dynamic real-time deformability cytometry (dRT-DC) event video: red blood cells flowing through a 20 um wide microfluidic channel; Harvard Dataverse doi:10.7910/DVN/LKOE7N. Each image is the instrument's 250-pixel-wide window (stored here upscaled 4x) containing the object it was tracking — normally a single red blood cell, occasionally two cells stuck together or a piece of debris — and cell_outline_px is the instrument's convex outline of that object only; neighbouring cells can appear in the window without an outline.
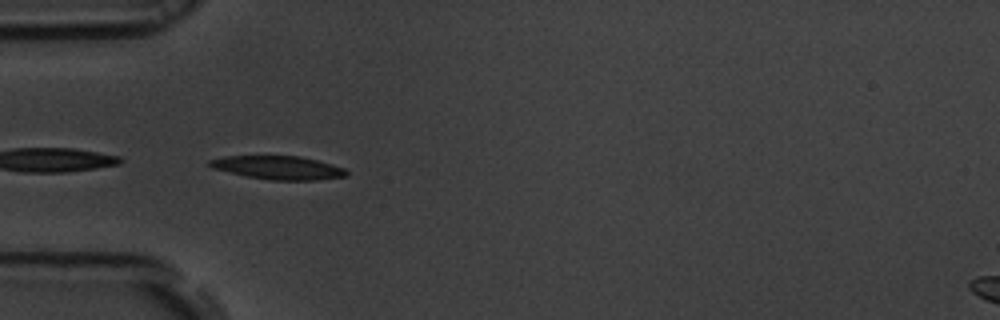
{"species": "common noctule bat (a hibernating species)", "species_latin": "Nyctalus noctula", "temperature_condition": "room temperature", "stored_images_in_passage": 34, "camera_frame_rate_fps": 3000, "um_per_image_px": 0.085, "animal": {"sex": "male", "body_mass_g": 19.5, "forearm_length_mm": 54.6}, "frame": {"image": 1, "passage_image": 1, "time_ms": 0.0, "image_size_px": [1000, 320], "cell_outline_px": [[348, 176], [316, 180], [268, 180], [244, 176], [212, 168], [208, 164], [208, 160], [224, 156], [300, 156], [316, 160], [344, 168], [348, 172]], "centroid_in_image_um": [23.62, 14.26], "position_along_channel_um": 61.4, "area_um2": 18.73}, "authors_computed_cell_mechanics": {"area_um2": 18.7272, "velocity_mm_per_s": 3.665, "shape_relaxation_time_tau1_ms": 4.1023, "shape_relaxation_time_tau2_ms": null, "deformation_change_tau1": 0.125, "deformation_change_tau2": null}}